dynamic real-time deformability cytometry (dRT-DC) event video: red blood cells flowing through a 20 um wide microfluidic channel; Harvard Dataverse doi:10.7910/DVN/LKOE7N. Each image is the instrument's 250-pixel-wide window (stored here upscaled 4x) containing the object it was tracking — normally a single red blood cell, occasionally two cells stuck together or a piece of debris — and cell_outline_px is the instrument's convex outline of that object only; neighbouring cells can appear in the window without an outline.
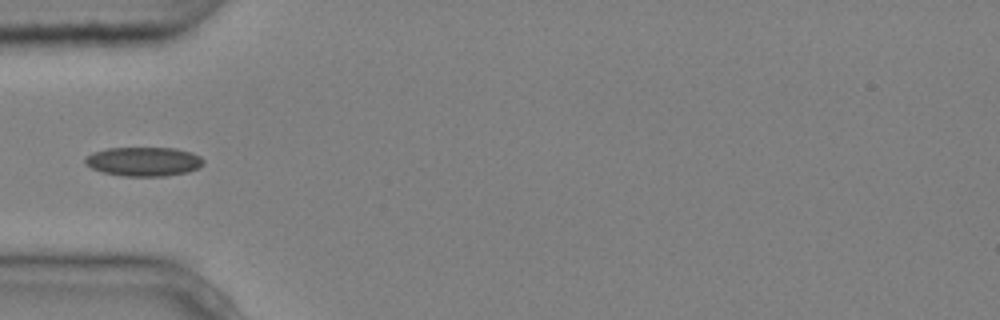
{"species": "common noctule bat (a hibernating species)", "species_latin": "Nyctalus noctula", "temperature_condition": "cold", "stored_images_in_passage": 7, "camera_frame_rate_fps": 3000, "um_per_image_px": 0.085, "animal": {"sex": "male", "body_mass_g": 20.4}, "frame": {"image": 1, "passage_image": 5, "time_ms": 1.333, "image_size_px": [1000, 320], "cell_outline_px": [[204, 164], [200, 168], [188, 172], [164, 176], [124, 176], [104, 172], [92, 168], [84, 164], [84, 160], [92, 152], [108, 148], [176, 148], [192, 152], [200, 156], [204, 160]], "centroid_in_image_um": [12.25, 13.73], "position_along_channel_um": 72.7, "area_um2": 20.17}}